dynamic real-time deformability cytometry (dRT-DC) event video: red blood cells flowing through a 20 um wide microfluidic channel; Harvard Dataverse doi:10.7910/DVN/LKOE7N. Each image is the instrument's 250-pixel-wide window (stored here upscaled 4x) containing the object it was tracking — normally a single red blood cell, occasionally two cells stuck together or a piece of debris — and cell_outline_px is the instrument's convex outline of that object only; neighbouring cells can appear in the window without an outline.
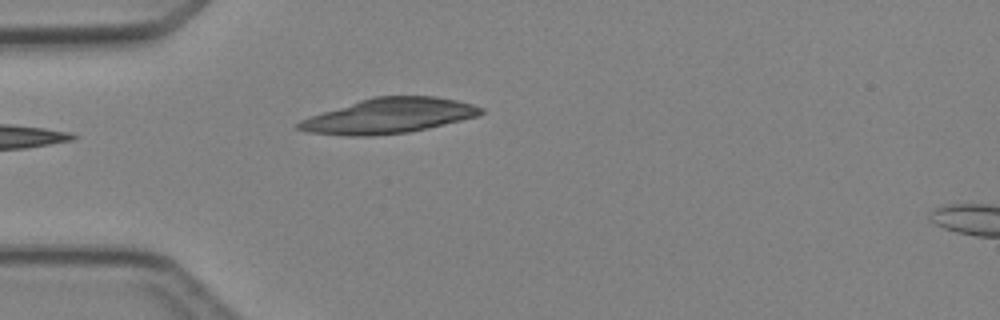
{"species": "Egyptian fruit bat (a non-hibernating species)", "species_latin": "Rousettus aegyptiacus", "temperature_condition": "cold", "stored_images_in_passage": 2, "camera_frame_rate_fps": 3000, "um_per_image_px": 0.085, "animal": {"sex": "female"}, "frame": {"image": 1, "passage_image": 2, "time_ms": 1.333, "image_size_px": [1000, 320], "cell_outline_px": [[484, 112], [480, 116], [428, 128], [408, 132], [372, 136], [348, 136], [304, 132], [296, 128], [296, 124], [300, 120], [372, 96], [436, 96], [456, 100], [472, 104], [484, 108]], "centroid_in_image_um": [33.08, 9.85], "position_along_channel_um": 51.9, "area_um2": 37.22}}